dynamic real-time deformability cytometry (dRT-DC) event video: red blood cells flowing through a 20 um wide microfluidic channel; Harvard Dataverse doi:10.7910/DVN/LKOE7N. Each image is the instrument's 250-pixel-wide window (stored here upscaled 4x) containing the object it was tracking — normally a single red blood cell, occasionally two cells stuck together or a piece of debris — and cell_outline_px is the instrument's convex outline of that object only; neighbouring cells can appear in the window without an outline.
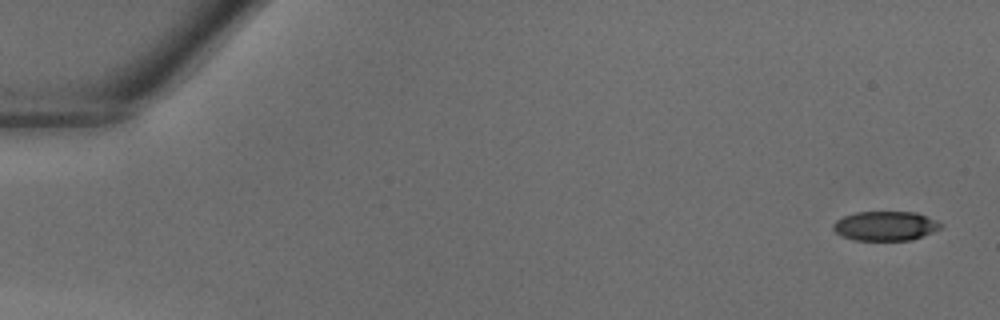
{"species": "common noctule bat (a hibernating species)", "species_latin": "Nyctalus noctula", "temperature_condition": "warm", "stored_images_in_passage": 38, "camera_frame_rate_fps": 3000, "um_per_image_px": 0.085, "animal": {"sex": "male", "body_mass_g": 18.8}, "frame": {"image": 1, "passage_image": 1, "time_ms": 0.0, "image_size_px": [1000, 320], "cell_outline_px": [[944, 224], [940, 228], [932, 232], [912, 240], [852, 240], [840, 236], [832, 228], [832, 224], [836, 220], [844, 216], [856, 212], [916, 212], [936, 220]], "centroid_in_image_um": [75.23, 19.21], "position_along_channel_um": 9.8, "area_um2": 18.5}}
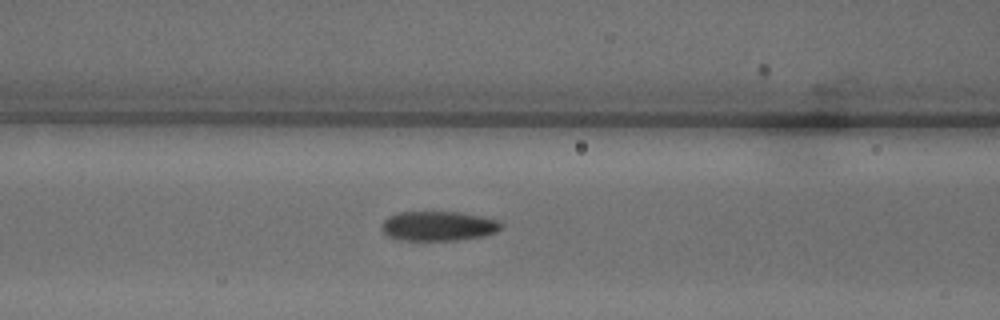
{"frame": {"image": 2, "passage_image": 17, "time_ms": 5.333, "image_size_px": [1000, 320], "cell_outline_px": [[504, 224], [496, 232], [484, 236], [456, 240], [400, 240], [388, 236], [380, 228], [384, 220], [388, 216], [400, 212], [460, 212], [484, 216], [500, 220]], "centroid_in_image_um": [37.29, 19.2], "position_along_channel_um": 129.3, "area_um2": 20.81}}
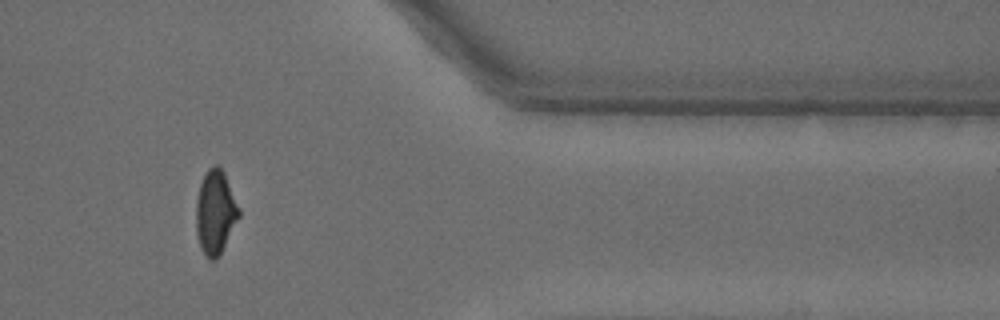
{"frame": {"image": 3, "passage_image": 34, "time_ms": 11.0, "image_size_px": [1000, 320], "cell_outline_px": [[240, 216], [216, 260], [208, 260], [204, 256], [200, 248], [196, 232], [196, 200], [200, 184], [204, 172], [212, 164], [216, 164], [224, 172], [240, 208]], "centroid_in_image_um": [18.29, 18.03], "position_along_channel_um": 393.1, "area_um2": 21.15}}